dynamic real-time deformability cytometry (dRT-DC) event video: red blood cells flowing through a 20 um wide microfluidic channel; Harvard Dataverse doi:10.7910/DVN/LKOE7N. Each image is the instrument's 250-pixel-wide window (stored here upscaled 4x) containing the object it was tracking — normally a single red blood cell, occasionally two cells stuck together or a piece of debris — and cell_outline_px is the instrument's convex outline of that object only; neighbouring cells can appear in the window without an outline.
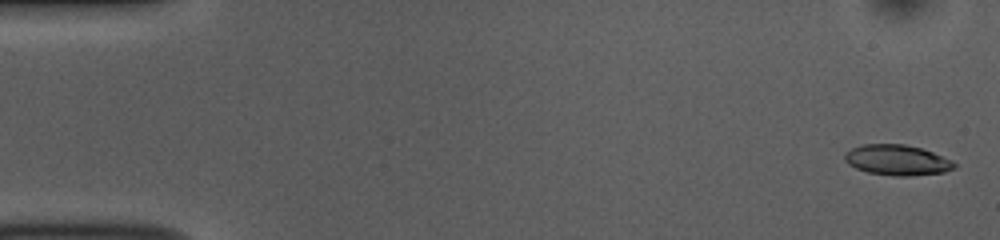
{"species": "common noctule bat (a hibernating species)", "species_latin": "Nyctalus noctula", "temperature_condition": "room temperature", "stored_images_in_passage": 54, "camera_frame_rate_fps": 3000, "um_per_image_px": 0.085, "animal": {"sex": "female", "body_mass_g": 10.0, "forearm_length_mm": 53.1}, "frame": {"image": 1, "passage_image": 2, "time_ms": 0.333, "image_size_px": [1000, 240], "cell_outline_px": [[956, 168], [944, 172], [912, 176], [892, 176], [868, 172], [856, 168], [848, 164], [844, 160], [844, 152], [852, 148], [864, 144], [904, 144], [920, 148], [932, 152], [952, 160], [956, 164]], "centroid_in_image_um": [76.25, 13.61], "position_along_channel_um": 8.8, "area_um2": 19.54}}
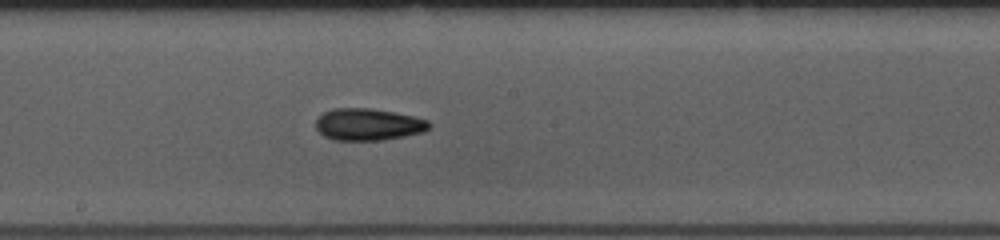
{"frame": {"image": 2, "passage_image": 29, "time_ms": 9.333, "image_size_px": [1000, 240], "cell_outline_px": [[432, 124], [424, 132], [384, 140], [332, 140], [324, 136], [316, 128], [316, 116], [332, 108], [368, 108], [416, 116], [428, 120]], "centroid_in_image_um": [31.29, 10.57], "position_along_channel_um": 216.9, "area_um2": 21.27}}
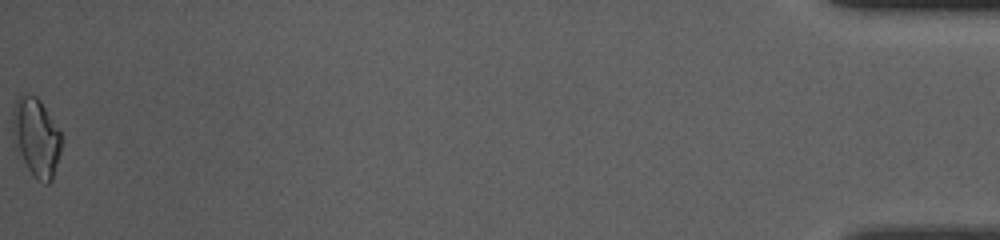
{"frame": {"image": 3, "passage_image": 54, "time_ms": 17.667, "image_size_px": [1000, 240], "cell_outline_px": [[64, 140], [52, 180], [48, 184], [44, 184], [36, 180], [12, 144], [12, 108], [16, 100], [20, 96], [28, 92], [36, 96], [40, 100], [60, 132]], "centroid_in_image_um": [3.06, 11.67], "position_along_channel_um": 432.1, "area_um2": 22.83}, "authors_computed_cell_mechanics": {"area_um2": 20.1722, "velocity_mm_per_s": 3.7564, "shape_relaxation_time_tau1_ms": 9.9509, "shape_relaxation_time_tau2_ms": 6.5754, "deformation_change_tau1": 0.1958, "deformation_change_tau2": 0.1612}}